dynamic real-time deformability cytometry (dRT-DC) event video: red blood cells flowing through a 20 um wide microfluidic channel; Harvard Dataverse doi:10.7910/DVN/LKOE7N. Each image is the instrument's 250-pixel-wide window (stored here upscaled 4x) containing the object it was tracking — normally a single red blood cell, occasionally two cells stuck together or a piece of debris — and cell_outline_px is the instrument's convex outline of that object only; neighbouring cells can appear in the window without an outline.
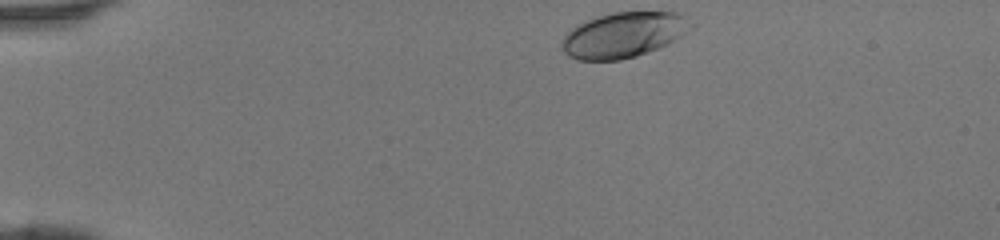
{"species": "human", "species_latin": "Homo sapiens", "temperature_condition": "room temperature", "stored_images_in_passage": 33, "camera_frame_rate_fps": 3000, "um_per_image_px": 0.085, "donor": {"sex": "female"}, "frame": {"image": 1, "passage_image": 1, "time_ms": 0.0, "image_size_px": [1000, 240], "cell_outline_px": [[696, 28], [668, 44], [660, 48], [636, 56], [620, 60], [576, 60], [568, 56], [564, 52], [560, 44], [564, 36], [572, 28], [584, 20], [596, 16], [612, 12], [680, 12], [696, 24]], "centroid_in_image_um": [53.06, 2.96], "position_along_channel_um": 31.9, "area_um2": 34.8}}
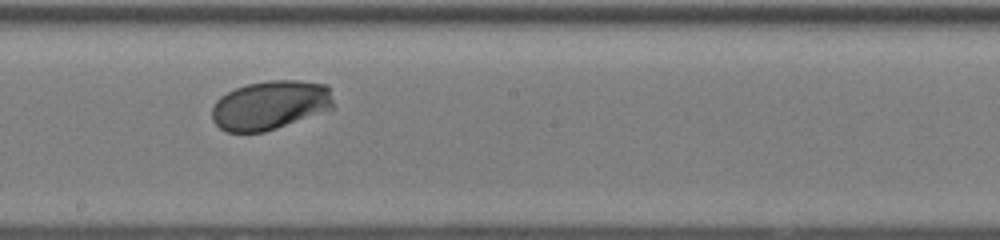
{"frame": {"image": 2, "passage_image": 19, "time_ms": 6.0, "image_size_px": [1000, 240], "cell_outline_px": [[332, 108], [276, 128], [264, 132], [228, 132], [220, 128], [212, 120], [212, 108], [216, 100], [220, 96], [236, 88], [248, 84], [268, 80], [300, 80], [328, 84], [332, 100]], "centroid_in_image_um": [22.94, 8.92], "position_along_channel_um": 225.3, "area_um2": 34.51}}
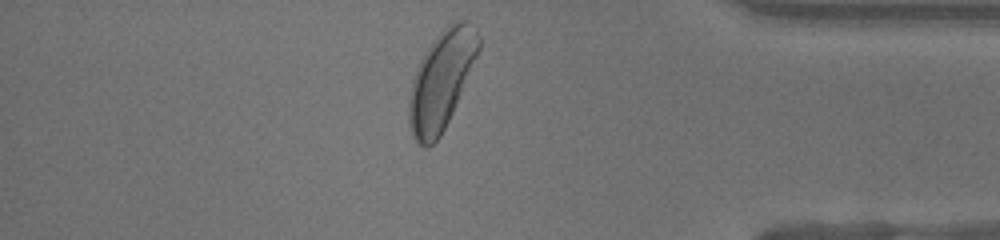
{"frame": {"image": 3, "passage_image": 32, "time_ms": 10.333, "image_size_px": [1000, 240], "cell_outline_px": [[480, 48], [452, 112], [440, 136], [428, 148], [424, 148], [412, 136], [408, 124], [408, 96], [412, 80], [416, 68], [424, 52], [440, 32], [452, 20], [468, 20], [476, 28], [480, 36]], "centroid_in_image_um": [37.49, 6.8], "position_along_channel_um": 397.7, "area_um2": 39.71}}